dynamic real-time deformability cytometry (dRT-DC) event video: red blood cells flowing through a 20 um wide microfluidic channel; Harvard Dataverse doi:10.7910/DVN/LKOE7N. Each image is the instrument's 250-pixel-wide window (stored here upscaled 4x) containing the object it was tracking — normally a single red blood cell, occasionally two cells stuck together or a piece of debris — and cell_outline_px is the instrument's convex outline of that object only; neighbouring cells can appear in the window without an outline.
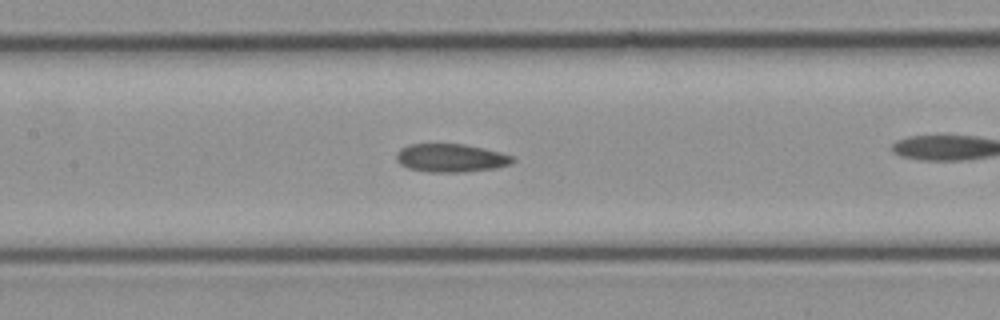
{"species": "common noctule bat (a hibernating species)", "species_latin": "Nyctalus noctula", "temperature_condition": "cold", "stored_images_in_passage": 26, "camera_frame_rate_fps": 3000, "um_per_image_px": 0.085, "animal": {"sex": "female", "body_mass_g": 21.9}, "frame": {"image": 1, "passage_image": 15, "time_ms": 4.667, "image_size_px": [1000, 320], "cell_outline_px": [[516, 160], [512, 164], [496, 168], [464, 172], [428, 172], [408, 168], [400, 164], [396, 160], [396, 152], [400, 148], [408, 144], [464, 144], [484, 148], [500, 152], [512, 156]], "centroid_in_image_um": [38.32, 13.43], "position_along_channel_um": 169.1, "area_um2": 19.36}}